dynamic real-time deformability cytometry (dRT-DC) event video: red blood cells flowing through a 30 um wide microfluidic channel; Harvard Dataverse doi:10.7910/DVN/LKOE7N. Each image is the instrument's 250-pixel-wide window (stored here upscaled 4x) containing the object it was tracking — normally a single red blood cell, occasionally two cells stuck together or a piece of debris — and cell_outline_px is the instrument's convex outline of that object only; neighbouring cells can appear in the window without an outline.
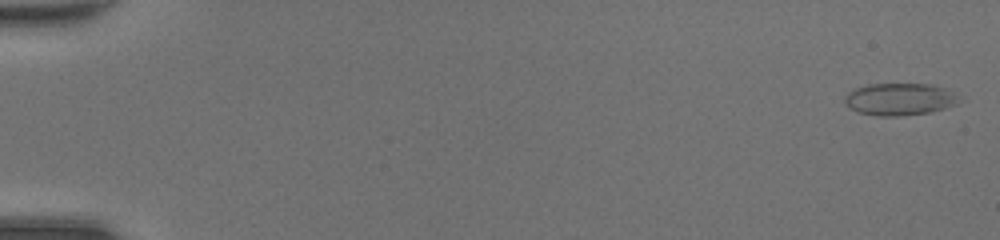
{"species": "common noctule bat (a hibernating species)", "species_latin": "Nyctalus noctula", "temperature_condition": "room temperature", "stored_images_in_passage": 49, "camera_frame_rate_fps": 3000, "um_per_image_px": 0.085, "animal": {"sex": "female", "body_mass_g": 20.0, "forearm_length_mm": 54.0}, "frame": {"image": 1, "passage_image": 2, "time_ms": 0.333, "image_size_px": [1000, 240], "cell_outline_px": [[956, 104], [932, 112], [900, 116], [876, 116], [856, 112], [848, 108], [844, 100], [844, 96], [848, 92], [856, 88], [868, 84], [932, 84], [944, 88], [952, 92], [956, 96]], "centroid_in_image_um": [76.39, 8.44], "position_along_channel_um": 8.6, "area_um2": 21.44}}
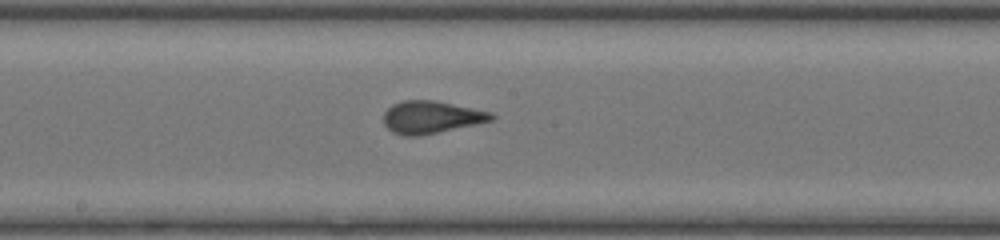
{"frame": {"image": 2, "passage_image": 28, "time_ms": 9.0, "image_size_px": [1000, 240], "cell_outline_px": [[496, 116], [492, 120], [476, 124], [420, 136], [404, 136], [392, 132], [384, 124], [384, 112], [392, 104], [404, 100], [432, 100], [492, 112]], "centroid_in_image_um": [36.63, 9.96], "position_along_channel_um": 211.6, "area_um2": 20.29}}
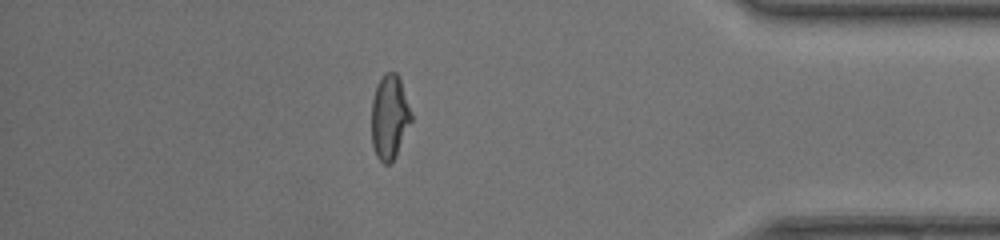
{"frame": {"image": 3, "passage_image": 43, "time_ms": 14.0, "image_size_px": [1000, 240], "cell_outline_px": [[412, 120], [396, 156], [392, 164], [384, 164], [376, 156], [372, 144], [372, 100], [376, 84], [384, 72], [396, 72], [400, 80], [412, 112]], "centroid_in_image_um": [33.11, 9.96], "position_along_channel_um": 402.1, "area_um2": 19.71}, "authors_computed_cell_mechanics": {"area_um2": 20.4612, "velocity_mm_per_s": 4.4462, "shape_relaxation_time_tau1_ms": 3.7952, "shape_relaxation_time_tau2_ms": 0.7496, "deformation_change_tau1": 0.151, "deformation_change_tau2": 0.042}}